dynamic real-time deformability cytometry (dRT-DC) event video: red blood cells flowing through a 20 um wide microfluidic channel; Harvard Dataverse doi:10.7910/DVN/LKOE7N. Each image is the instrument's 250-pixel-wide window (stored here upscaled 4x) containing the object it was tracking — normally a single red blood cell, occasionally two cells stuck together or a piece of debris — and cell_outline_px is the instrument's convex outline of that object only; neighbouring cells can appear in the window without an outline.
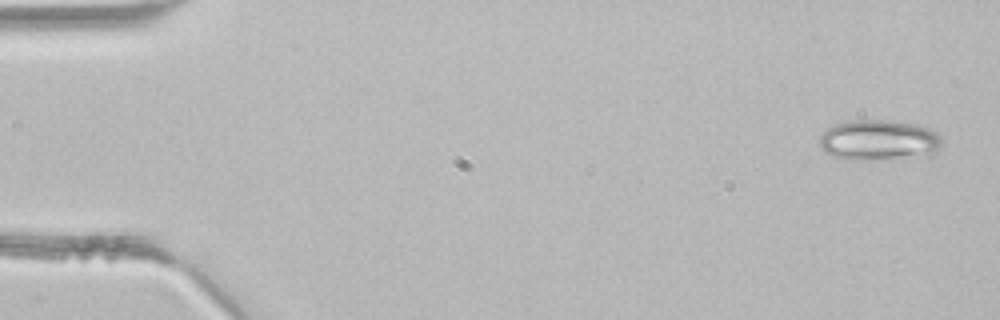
{"species": "common noctule bat (a hibernating species)", "species_latin": "Nyctalus noctula", "temperature_condition": "room temperature", "stored_images_in_passage": 4, "camera_frame_rate_fps": 3000, "um_per_image_px": 0.085, "animal": {"sex": "male", "body_mass_g": 21.5, "forearm_length_mm": 52.0}, "frame": {"image": 1, "passage_image": 1, "time_ms": 0.0, "image_size_px": [1000, 320], "cell_outline_px": [[944, 144], [932, 156], [876, 160], [848, 160], [824, 152], [820, 148], [820, 136], [828, 128], [836, 124], [856, 120], [888, 120], [916, 124], [928, 128], [936, 132], [940, 136]], "centroid_in_image_um": [74.76, 11.94], "position_along_channel_um": 10.2, "area_um2": 29.36}}